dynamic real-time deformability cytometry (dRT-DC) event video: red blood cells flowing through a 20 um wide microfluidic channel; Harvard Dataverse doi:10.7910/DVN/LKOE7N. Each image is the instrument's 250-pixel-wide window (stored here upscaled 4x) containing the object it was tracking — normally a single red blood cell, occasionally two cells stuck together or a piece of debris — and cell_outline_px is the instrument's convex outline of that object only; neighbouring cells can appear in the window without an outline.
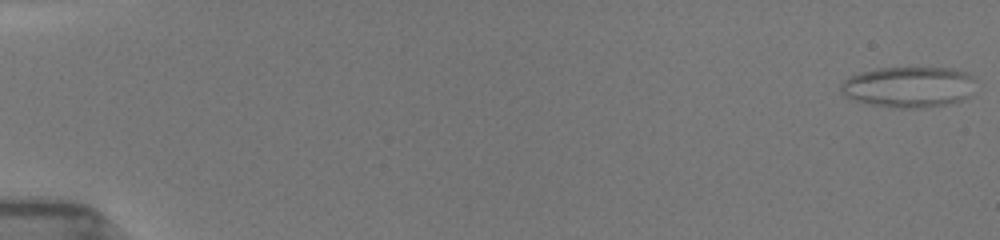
{"species": "common noctule bat (a hibernating species)", "species_latin": "Nyctalus noctula", "temperature_condition": "room temperature", "stored_images_in_passage": 26, "camera_frame_rate_fps": 3000, "um_per_image_px": 0.085, "animal": {"sex": "female", "body_mass_g": 19.5, "forearm_length_mm": 54.1}, "frame": {"image": 1, "passage_image": 1, "time_ms": 0.0, "image_size_px": [1000, 240], "cell_outline_px": [[972, 76], [968, 96], [960, 100], [944, 104], [916, 108], [892, 108], [868, 104], [844, 96], [840, 92], [840, 84], [844, 80], [860, 72], [880, 68], [952, 68], [964, 72]], "centroid_in_image_um": [77.14, 7.39], "position_along_channel_um": 7.9, "area_um2": 31.56}}
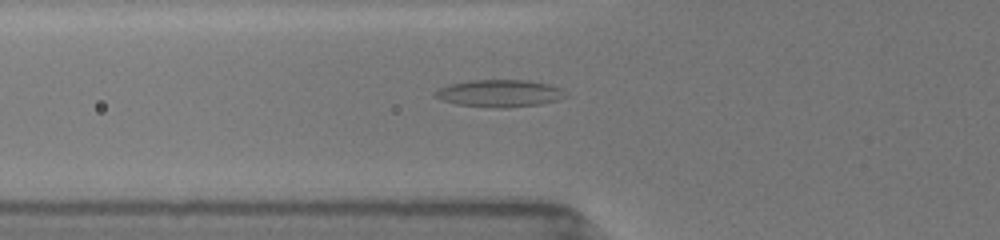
{"frame": {"image": 2, "passage_image": 14, "time_ms": 6.333, "image_size_px": [1000, 240], "cell_outline_px": [[568, 96], [556, 100], [540, 104], [504, 108], [500, 108], [456, 104], [444, 100], [436, 96], [436, 92], [440, 88], [452, 84], [472, 80], [528, 80], [548, 84], [564, 88]], "centroid_in_image_um": [42.56, 7.93], "position_along_channel_um": 83.2, "area_um2": 20.46}}
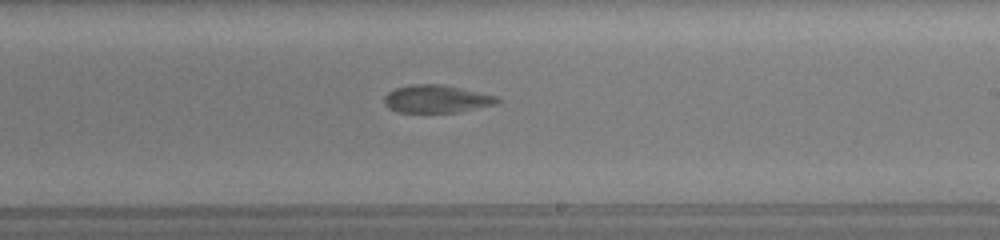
{"frame": {"image": 3, "passage_image": 26, "time_ms": 10.667, "image_size_px": [1000, 240], "cell_outline_px": [[504, 100], [496, 104], [460, 112], [396, 112], [388, 108], [384, 104], [384, 96], [388, 92], [396, 88], [412, 84], [444, 84], [496, 96]], "centroid_in_image_um": [37.11, 8.41], "position_along_channel_um": 251.9, "area_um2": 18.44}}